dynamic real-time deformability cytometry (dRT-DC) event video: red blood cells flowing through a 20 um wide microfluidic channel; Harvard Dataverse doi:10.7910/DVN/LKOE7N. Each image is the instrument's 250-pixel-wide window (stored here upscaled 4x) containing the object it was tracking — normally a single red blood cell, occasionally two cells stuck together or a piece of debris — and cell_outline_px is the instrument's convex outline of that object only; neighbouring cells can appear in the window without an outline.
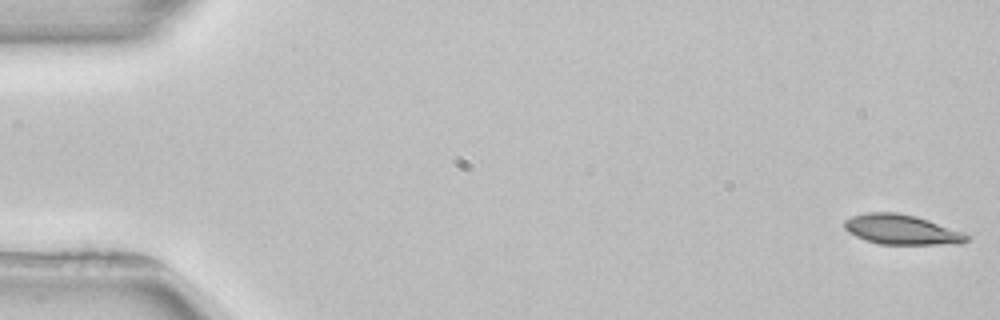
{"species": "common noctule bat (a hibernating species)", "species_latin": "Nyctalus noctula", "temperature_condition": "room temperature", "stored_images_in_passage": 4, "camera_frame_rate_fps": 3000, "um_per_image_px": 0.085, "animal": {"sex": "female", "body_mass_g": 22.7, "forearm_length_mm": 54.2}, "frame": {"image": 1, "passage_image": 1, "time_ms": 0.0, "image_size_px": [1000, 320], "cell_outline_px": [[968, 240], [964, 244], [880, 244], [864, 240], [848, 232], [844, 228], [844, 220], [852, 216], [868, 212], [896, 212], [916, 216], [964, 232], [968, 236]], "centroid_in_image_um": [76.63, 19.52], "position_along_channel_um": 8.4, "area_um2": 21.39}}
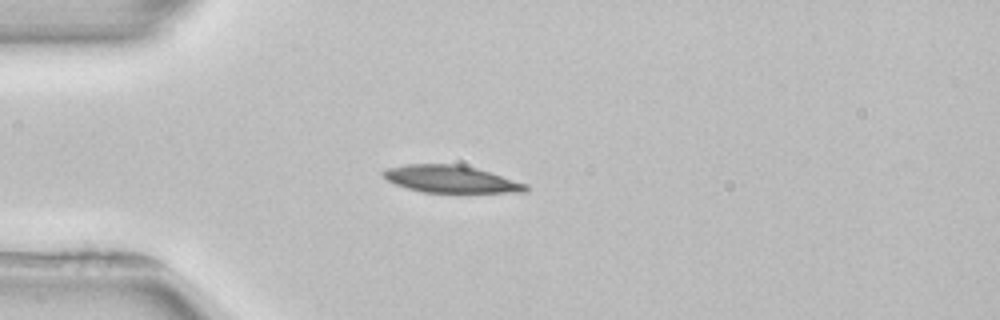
{"frame": {"image": 2, "passage_image": 4, "time_ms": 4.333, "image_size_px": [1000, 320], "cell_outline_px": [[528, 192], [424, 192], [408, 188], [396, 184], [388, 180], [380, 172], [388, 168], [408, 164], [460, 164], [476, 168], [528, 184]], "centroid_in_image_um": [38.34, 15.22], "position_along_channel_um": 46.7, "area_um2": 22.31}}